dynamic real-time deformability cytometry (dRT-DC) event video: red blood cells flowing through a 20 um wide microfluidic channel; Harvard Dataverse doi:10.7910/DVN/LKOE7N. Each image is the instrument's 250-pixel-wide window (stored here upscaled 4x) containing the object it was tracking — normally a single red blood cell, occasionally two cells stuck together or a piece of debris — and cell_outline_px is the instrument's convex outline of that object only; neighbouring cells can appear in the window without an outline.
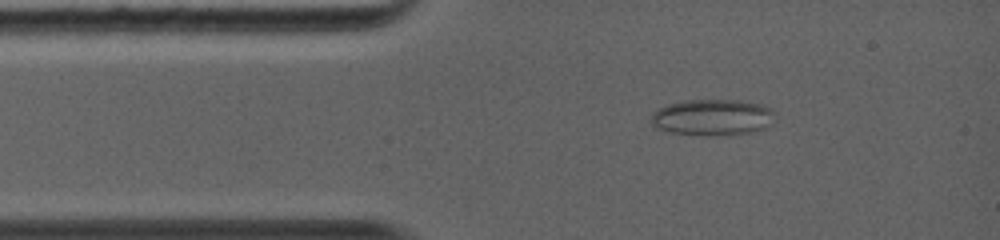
{"species": "common noctule bat (a hibernating species)", "species_latin": "Nyctalus noctula", "temperature_condition": "warm", "stored_images_in_passage": 25, "camera_frame_rate_fps": 5000, "um_per_image_px": 0.085, "animal": {"sex": "female", "body_mass_g": 19.0, "forearm_length_mm": 56.7}, "frame": {"image": 1, "passage_image": 5, "time_ms": 1.4, "image_size_px": [1000, 240], "cell_outline_px": [[776, 112], [772, 124], [768, 128], [752, 132], [728, 136], [696, 136], [668, 132], [656, 128], [648, 120], [652, 112], [668, 104], [684, 100], [740, 100], [760, 104], [772, 108]], "centroid_in_image_um": [60.57, 10.0], "position_along_channel_um": 24.4, "area_um2": 27.11}}
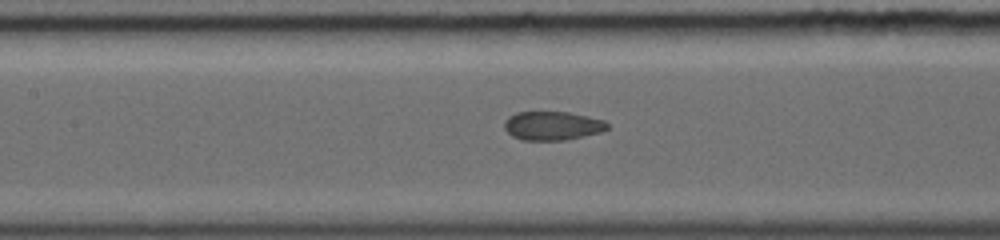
{"frame": {"image": 2, "passage_image": 15, "time_ms": 5.0, "image_size_px": [1000, 240], "cell_outline_px": [[608, 128], [600, 132], [564, 140], [524, 140], [512, 136], [504, 128], [504, 120], [508, 116], [516, 112], [568, 112], [588, 116], [604, 120], [608, 124]], "centroid_in_image_um": [46.92, 10.68], "position_along_channel_um": 160.5, "area_um2": 17.22}}
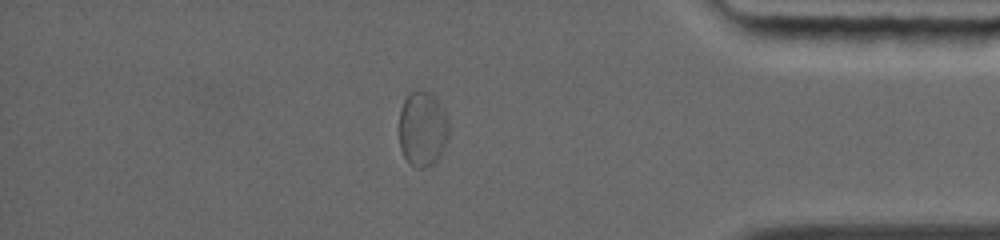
{"frame": {"image": 3, "passage_image": 22, "time_ms": 11.0, "image_size_px": [1000, 240], "cell_outline_px": [[448, 140], [444, 148], [436, 160], [432, 164], [424, 168], [416, 168], [404, 156], [400, 148], [400, 108], [408, 92], [416, 88], [428, 92], [436, 96], [448, 120]], "centroid_in_image_um": [35.91, 10.91], "position_along_channel_um": 399.3, "area_um2": 21.91}, "authors_computed_cell_mechanics": {"area_um2": 21.9062, "velocity_mm_per_s": 4.4321, "shape_relaxation_time_tau1_ms": null, "shape_relaxation_time_tau2_ms": 1.4834, "deformation_change_tau1": null, "deformation_change_tau2": 0.0524}}